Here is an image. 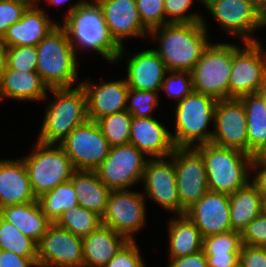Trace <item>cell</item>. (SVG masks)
Here are the masks:
<instances>
[{
    "label": "cell",
    "instance_id": "cell-1",
    "mask_svg": "<svg viewBox=\"0 0 266 267\" xmlns=\"http://www.w3.org/2000/svg\"><path fill=\"white\" fill-rule=\"evenodd\" d=\"M66 12L61 26L67 32L75 54L81 48H90L110 64L118 63L125 56V47L112 37L102 9L95 0L77 1Z\"/></svg>",
    "mask_w": 266,
    "mask_h": 267
},
{
    "label": "cell",
    "instance_id": "cell-2",
    "mask_svg": "<svg viewBox=\"0 0 266 267\" xmlns=\"http://www.w3.org/2000/svg\"><path fill=\"white\" fill-rule=\"evenodd\" d=\"M205 20L192 23H168L149 32L159 47L154 49L168 71H189L211 43Z\"/></svg>",
    "mask_w": 266,
    "mask_h": 267
},
{
    "label": "cell",
    "instance_id": "cell-3",
    "mask_svg": "<svg viewBox=\"0 0 266 267\" xmlns=\"http://www.w3.org/2000/svg\"><path fill=\"white\" fill-rule=\"evenodd\" d=\"M53 100L47 104L37 141L59 144L77 126L89 120L87 96L82 85L71 88H51Z\"/></svg>",
    "mask_w": 266,
    "mask_h": 267
},
{
    "label": "cell",
    "instance_id": "cell-4",
    "mask_svg": "<svg viewBox=\"0 0 266 267\" xmlns=\"http://www.w3.org/2000/svg\"><path fill=\"white\" fill-rule=\"evenodd\" d=\"M36 71L51 88H71L78 82L77 56L66 30L59 23L37 45ZM74 85V86H73Z\"/></svg>",
    "mask_w": 266,
    "mask_h": 267
},
{
    "label": "cell",
    "instance_id": "cell-5",
    "mask_svg": "<svg viewBox=\"0 0 266 267\" xmlns=\"http://www.w3.org/2000/svg\"><path fill=\"white\" fill-rule=\"evenodd\" d=\"M194 148L204 160L210 191L230 195L250 182L252 156L237 149L219 147L212 143Z\"/></svg>",
    "mask_w": 266,
    "mask_h": 267
},
{
    "label": "cell",
    "instance_id": "cell-6",
    "mask_svg": "<svg viewBox=\"0 0 266 267\" xmlns=\"http://www.w3.org/2000/svg\"><path fill=\"white\" fill-rule=\"evenodd\" d=\"M216 104L215 98L194 91L176 103L174 133L170 132L175 147L194 148L211 142L209 126L214 122Z\"/></svg>",
    "mask_w": 266,
    "mask_h": 267
},
{
    "label": "cell",
    "instance_id": "cell-7",
    "mask_svg": "<svg viewBox=\"0 0 266 267\" xmlns=\"http://www.w3.org/2000/svg\"><path fill=\"white\" fill-rule=\"evenodd\" d=\"M36 198L70 181L76 171L71 159L59 144H45L36 141L30 155L21 156Z\"/></svg>",
    "mask_w": 266,
    "mask_h": 267
},
{
    "label": "cell",
    "instance_id": "cell-8",
    "mask_svg": "<svg viewBox=\"0 0 266 267\" xmlns=\"http://www.w3.org/2000/svg\"><path fill=\"white\" fill-rule=\"evenodd\" d=\"M234 53L235 43L211 42L191 71L194 92L227 100Z\"/></svg>",
    "mask_w": 266,
    "mask_h": 267
},
{
    "label": "cell",
    "instance_id": "cell-9",
    "mask_svg": "<svg viewBox=\"0 0 266 267\" xmlns=\"http://www.w3.org/2000/svg\"><path fill=\"white\" fill-rule=\"evenodd\" d=\"M266 82V47L258 42L235 45L232 56L228 99L254 94Z\"/></svg>",
    "mask_w": 266,
    "mask_h": 267
},
{
    "label": "cell",
    "instance_id": "cell-10",
    "mask_svg": "<svg viewBox=\"0 0 266 267\" xmlns=\"http://www.w3.org/2000/svg\"><path fill=\"white\" fill-rule=\"evenodd\" d=\"M135 146H112L106 159L94 170L110 190H129L143 180L149 158Z\"/></svg>",
    "mask_w": 266,
    "mask_h": 267
},
{
    "label": "cell",
    "instance_id": "cell-11",
    "mask_svg": "<svg viewBox=\"0 0 266 267\" xmlns=\"http://www.w3.org/2000/svg\"><path fill=\"white\" fill-rule=\"evenodd\" d=\"M145 193L130 190H111L102 224L135 241L134 235L147 223ZM135 233V234H134Z\"/></svg>",
    "mask_w": 266,
    "mask_h": 267
},
{
    "label": "cell",
    "instance_id": "cell-12",
    "mask_svg": "<svg viewBox=\"0 0 266 267\" xmlns=\"http://www.w3.org/2000/svg\"><path fill=\"white\" fill-rule=\"evenodd\" d=\"M75 170L94 171L108 156L111 146L96 121L77 126L59 143Z\"/></svg>",
    "mask_w": 266,
    "mask_h": 267
},
{
    "label": "cell",
    "instance_id": "cell-13",
    "mask_svg": "<svg viewBox=\"0 0 266 267\" xmlns=\"http://www.w3.org/2000/svg\"><path fill=\"white\" fill-rule=\"evenodd\" d=\"M170 157L175 165L182 215L209 191L205 164L201 154L193 147H175Z\"/></svg>",
    "mask_w": 266,
    "mask_h": 267
},
{
    "label": "cell",
    "instance_id": "cell-14",
    "mask_svg": "<svg viewBox=\"0 0 266 267\" xmlns=\"http://www.w3.org/2000/svg\"><path fill=\"white\" fill-rule=\"evenodd\" d=\"M203 5L226 35L235 36L243 43L258 42L253 34L265 28L262 16L246 0H204Z\"/></svg>",
    "mask_w": 266,
    "mask_h": 267
},
{
    "label": "cell",
    "instance_id": "cell-15",
    "mask_svg": "<svg viewBox=\"0 0 266 267\" xmlns=\"http://www.w3.org/2000/svg\"><path fill=\"white\" fill-rule=\"evenodd\" d=\"M210 143L248 154L247 119L239 99L217 100Z\"/></svg>",
    "mask_w": 266,
    "mask_h": 267
},
{
    "label": "cell",
    "instance_id": "cell-16",
    "mask_svg": "<svg viewBox=\"0 0 266 267\" xmlns=\"http://www.w3.org/2000/svg\"><path fill=\"white\" fill-rule=\"evenodd\" d=\"M142 181L146 193L145 198L148 197L165 211L180 215L176 170L174 161L170 156L168 158L148 159Z\"/></svg>",
    "mask_w": 266,
    "mask_h": 267
},
{
    "label": "cell",
    "instance_id": "cell-17",
    "mask_svg": "<svg viewBox=\"0 0 266 267\" xmlns=\"http://www.w3.org/2000/svg\"><path fill=\"white\" fill-rule=\"evenodd\" d=\"M37 263L83 267L82 238L52 223L37 243Z\"/></svg>",
    "mask_w": 266,
    "mask_h": 267
},
{
    "label": "cell",
    "instance_id": "cell-18",
    "mask_svg": "<svg viewBox=\"0 0 266 267\" xmlns=\"http://www.w3.org/2000/svg\"><path fill=\"white\" fill-rule=\"evenodd\" d=\"M202 237L231 231L229 195L208 191L185 212Z\"/></svg>",
    "mask_w": 266,
    "mask_h": 267
},
{
    "label": "cell",
    "instance_id": "cell-19",
    "mask_svg": "<svg viewBox=\"0 0 266 267\" xmlns=\"http://www.w3.org/2000/svg\"><path fill=\"white\" fill-rule=\"evenodd\" d=\"M102 9L107 27L121 46L128 38L149 37V30L143 25L136 0H95Z\"/></svg>",
    "mask_w": 266,
    "mask_h": 267
},
{
    "label": "cell",
    "instance_id": "cell-20",
    "mask_svg": "<svg viewBox=\"0 0 266 267\" xmlns=\"http://www.w3.org/2000/svg\"><path fill=\"white\" fill-rule=\"evenodd\" d=\"M102 82L100 85L91 80L81 82L86 92L88 118L91 121L127 110L129 87L126 78Z\"/></svg>",
    "mask_w": 266,
    "mask_h": 267
},
{
    "label": "cell",
    "instance_id": "cell-21",
    "mask_svg": "<svg viewBox=\"0 0 266 267\" xmlns=\"http://www.w3.org/2000/svg\"><path fill=\"white\" fill-rule=\"evenodd\" d=\"M170 132L155 117H132L129 143L149 159L168 158L175 149Z\"/></svg>",
    "mask_w": 266,
    "mask_h": 267
},
{
    "label": "cell",
    "instance_id": "cell-22",
    "mask_svg": "<svg viewBox=\"0 0 266 267\" xmlns=\"http://www.w3.org/2000/svg\"><path fill=\"white\" fill-rule=\"evenodd\" d=\"M40 3L31 4L22 18L7 28L2 42L9 47L36 46L59 22L51 20Z\"/></svg>",
    "mask_w": 266,
    "mask_h": 267
},
{
    "label": "cell",
    "instance_id": "cell-23",
    "mask_svg": "<svg viewBox=\"0 0 266 267\" xmlns=\"http://www.w3.org/2000/svg\"><path fill=\"white\" fill-rule=\"evenodd\" d=\"M127 62L129 89L160 92L168 70L154 48L133 54Z\"/></svg>",
    "mask_w": 266,
    "mask_h": 267
},
{
    "label": "cell",
    "instance_id": "cell-24",
    "mask_svg": "<svg viewBox=\"0 0 266 267\" xmlns=\"http://www.w3.org/2000/svg\"><path fill=\"white\" fill-rule=\"evenodd\" d=\"M37 201L23 160H0V208Z\"/></svg>",
    "mask_w": 266,
    "mask_h": 267
},
{
    "label": "cell",
    "instance_id": "cell-25",
    "mask_svg": "<svg viewBox=\"0 0 266 267\" xmlns=\"http://www.w3.org/2000/svg\"><path fill=\"white\" fill-rule=\"evenodd\" d=\"M49 87L37 71L23 72L6 66L0 84V102L5 99L21 101L46 100Z\"/></svg>",
    "mask_w": 266,
    "mask_h": 267
},
{
    "label": "cell",
    "instance_id": "cell-26",
    "mask_svg": "<svg viewBox=\"0 0 266 267\" xmlns=\"http://www.w3.org/2000/svg\"><path fill=\"white\" fill-rule=\"evenodd\" d=\"M82 241L83 267H105L129 242L125 236L103 224Z\"/></svg>",
    "mask_w": 266,
    "mask_h": 267
},
{
    "label": "cell",
    "instance_id": "cell-27",
    "mask_svg": "<svg viewBox=\"0 0 266 267\" xmlns=\"http://www.w3.org/2000/svg\"><path fill=\"white\" fill-rule=\"evenodd\" d=\"M0 217L16 226L36 243L47 232L52 222L43 213L37 201L0 208Z\"/></svg>",
    "mask_w": 266,
    "mask_h": 267
},
{
    "label": "cell",
    "instance_id": "cell-28",
    "mask_svg": "<svg viewBox=\"0 0 266 267\" xmlns=\"http://www.w3.org/2000/svg\"><path fill=\"white\" fill-rule=\"evenodd\" d=\"M70 181L80 206L103 216L111 190L99 179L95 171L76 170Z\"/></svg>",
    "mask_w": 266,
    "mask_h": 267
},
{
    "label": "cell",
    "instance_id": "cell-29",
    "mask_svg": "<svg viewBox=\"0 0 266 267\" xmlns=\"http://www.w3.org/2000/svg\"><path fill=\"white\" fill-rule=\"evenodd\" d=\"M229 203L231 228L239 232L264 211V197L251 182L230 194Z\"/></svg>",
    "mask_w": 266,
    "mask_h": 267
},
{
    "label": "cell",
    "instance_id": "cell-30",
    "mask_svg": "<svg viewBox=\"0 0 266 267\" xmlns=\"http://www.w3.org/2000/svg\"><path fill=\"white\" fill-rule=\"evenodd\" d=\"M169 256L178 258L194 254L202 250L203 237L200 230L185 215H177L168 222Z\"/></svg>",
    "mask_w": 266,
    "mask_h": 267
},
{
    "label": "cell",
    "instance_id": "cell-31",
    "mask_svg": "<svg viewBox=\"0 0 266 267\" xmlns=\"http://www.w3.org/2000/svg\"><path fill=\"white\" fill-rule=\"evenodd\" d=\"M246 110L248 155L266 143V107L254 93L239 98Z\"/></svg>",
    "mask_w": 266,
    "mask_h": 267
},
{
    "label": "cell",
    "instance_id": "cell-32",
    "mask_svg": "<svg viewBox=\"0 0 266 267\" xmlns=\"http://www.w3.org/2000/svg\"><path fill=\"white\" fill-rule=\"evenodd\" d=\"M43 213L55 223L64 211L79 205L71 181L60 184L37 198Z\"/></svg>",
    "mask_w": 266,
    "mask_h": 267
},
{
    "label": "cell",
    "instance_id": "cell-33",
    "mask_svg": "<svg viewBox=\"0 0 266 267\" xmlns=\"http://www.w3.org/2000/svg\"><path fill=\"white\" fill-rule=\"evenodd\" d=\"M55 224L84 238L102 225V217L80 205L64 211Z\"/></svg>",
    "mask_w": 266,
    "mask_h": 267
},
{
    "label": "cell",
    "instance_id": "cell-34",
    "mask_svg": "<svg viewBox=\"0 0 266 267\" xmlns=\"http://www.w3.org/2000/svg\"><path fill=\"white\" fill-rule=\"evenodd\" d=\"M0 250H9L22 257L37 258V243L1 217Z\"/></svg>",
    "mask_w": 266,
    "mask_h": 267
},
{
    "label": "cell",
    "instance_id": "cell-35",
    "mask_svg": "<svg viewBox=\"0 0 266 267\" xmlns=\"http://www.w3.org/2000/svg\"><path fill=\"white\" fill-rule=\"evenodd\" d=\"M132 117L127 110H124L96 121L111 147L129 143Z\"/></svg>",
    "mask_w": 266,
    "mask_h": 267
},
{
    "label": "cell",
    "instance_id": "cell-36",
    "mask_svg": "<svg viewBox=\"0 0 266 267\" xmlns=\"http://www.w3.org/2000/svg\"><path fill=\"white\" fill-rule=\"evenodd\" d=\"M243 246L241 232L231 230L203 238L205 254L240 253Z\"/></svg>",
    "mask_w": 266,
    "mask_h": 267
},
{
    "label": "cell",
    "instance_id": "cell-37",
    "mask_svg": "<svg viewBox=\"0 0 266 267\" xmlns=\"http://www.w3.org/2000/svg\"><path fill=\"white\" fill-rule=\"evenodd\" d=\"M161 90L166 92L168 98H174L175 102L182 101L194 91L191 72L168 71L162 82Z\"/></svg>",
    "mask_w": 266,
    "mask_h": 267
},
{
    "label": "cell",
    "instance_id": "cell-38",
    "mask_svg": "<svg viewBox=\"0 0 266 267\" xmlns=\"http://www.w3.org/2000/svg\"><path fill=\"white\" fill-rule=\"evenodd\" d=\"M159 92L129 89L127 111L133 117H153L152 111L159 106Z\"/></svg>",
    "mask_w": 266,
    "mask_h": 267
},
{
    "label": "cell",
    "instance_id": "cell-39",
    "mask_svg": "<svg viewBox=\"0 0 266 267\" xmlns=\"http://www.w3.org/2000/svg\"><path fill=\"white\" fill-rule=\"evenodd\" d=\"M195 0H164L165 24L168 23H192L203 21L204 17L189 11ZM202 2L203 0H196Z\"/></svg>",
    "mask_w": 266,
    "mask_h": 267
},
{
    "label": "cell",
    "instance_id": "cell-40",
    "mask_svg": "<svg viewBox=\"0 0 266 267\" xmlns=\"http://www.w3.org/2000/svg\"><path fill=\"white\" fill-rule=\"evenodd\" d=\"M6 66L10 69L23 72L36 71L37 47L16 46L7 50Z\"/></svg>",
    "mask_w": 266,
    "mask_h": 267
},
{
    "label": "cell",
    "instance_id": "cell-41",
    "mask_svg": "<svg viewBox=\"0 0 266 267\" xmlns=\"http://www.w3.org/2000/svg\"><path fill=\"white\" fill-rule=\"evenodd\" d=\"M34 3H37V0H0V39L7 28L18 22L27 8Z\"/></svg>",
    "mask_w": 266,
    "mask_h": 267
},
{
    "label": "cell",
    "instance_id": "cell-42",
    "mask_svg": "<svg viewBox=\"0 0 266 267\" xmlns=\"http://www.w3.org/2000/svg\"><path fill=\"white\" fill-rule=\"evenodd\" d=\"M143 25L149 30L165 25L164 0H136Z\"/></svg>",
    "mask_w": 266,
    "mask_h": 267
},
{
    "label": "cell",
    "instance_id": "cell-43",
    "mask_svg": "<svg viewBox=\"0 0 266 267\" xmlns=\"http://www.w3.org/2000/svg\"><path fill=\"white\" fill-rule=\"evenodd\" d=\"M242 243L252 247H266V212L263 211L241 231Z\"/></svg>",
    "mask_w": 266,
    "mask_h": 267
},
{
    "label": "cell",
    "instance_id": "cell-44",
    "mask_svg": "<svg viewBox=\"0 0 266 267\" xmlns=\"http://www.w3.org/2000/svg\"><path fill=\"white\" fill-rule=\"evenodd\" d=\"M140 249L135 241H129L105 267H145Z\"/></svg>",
    "mask_w": 266,
    "mask_h": 267
},
{
    "label": "cell",
    "instance_id": "cell-45",
    "mask_svg": "<svg viewBox=\"0 0 266 267\" xmlns=\"http://www.w3.org/2000/svg\"><path fill=\"white\" fill-rule=\"evenodd\" d=\"M239 264L242 267H266V247L243 244L239 254Z\"/></svg>",
    "mask_w": 266,
    "mask_h": 267
},
{
    "label": "cell",
    "instance_id": "cell-46",
    "mask_svg": "<svg viewBox=\"0 0 266 267\" xmlns=\"http://www.w3.org/2000/svg\"><path fill=\"white\" fill-rule=\"evenodd\" d=\"M37 258H27L13 252L0 250V267H36Z\"/></svg>",
    "mask_w": 266,
    "mask_h": 267
},
{
    "label": "cell",
    "instance_id": "cell-47",
    "mask_svg": "<svg viewBox=\"0 0 266 267\" xmlns=\"http://www.w3.org/2000/svg\"><path fill=\"white\" fill-rule=\"evenodd\" d=\"M170 261L166 267H208L207 257L203 250L183 257L170 258Z\"/></svg>",
    "mask_w": 266,
    "mask_h": 267
},
{
    "label": "cell",
    "instance_id": "cell-48",
    "mask_svg": "<svg viewBox=\"0 0 266 267\" xmlns=\"http://www.w3.org/2000/svg\"><path fill=\"white\" fill-rule=\"evenodd\" d=\"M240 253L205 254L208 267H235L239 264Z\"/></svg>",
    "mask_w": 266,
    "mask_h": 267
},
{
    "label": "cell",
    "instance_id": "cell-49",
    "mask_svg": "<svg viewBox=\"0 0 266 267\" xmlns=\"http://www.w3.org/2000/svg\"><path fill=\"white\" fill-rule=\"evenodd\" d=\"M254 175L250 177V182L266 197V165L250 163V172ZM258 171V172H257Z\"/></svg>",
    "mask_w": 266,
    "mask_h": 267
},
{
    "label": "cell",
    "instance_id": "cell-50",
    "mask_svg": "<svg viewBox=\"0 0 266 267\" xmlns=\"http://www.w3.org/2000/svg\"><path fill=\"white\" fill-rule=\"evenodd\" d=\"M251 162L253 164H264V165H266V143L263 144L260 148H258L252 154Z\"/></svg>",
    "mask_w": 266,
    "mask_h": 267
},
{
    "label": "cell",
    "instance_id": "cell-51",
    "mask_svg": "<svg viewBox=\"0 0 266 267\" xmlns=\"http://www.w3.org/2000/svg\"><path fill=\"white\" fill-rule=\"evenodd\" d=\"M8 47L0 39V84L2 81L3 72L6 68Z\"/></svg>",
    "mask_w": 266,
    "mask_h": 267
},
{
    "label": "cell",
    "instance_id": "cell-52",
    "mask_svg": "<svg viewBox=\"0 0 266 267\" xmlns=\"http://www.w3.org/2000/svg\"><path fill=\"white\" fill-rule=\"evenodd\" d=\"M262 16L266 12V0H246Z\"/></svg>",
    "mask_w": 266,
    "mask_h": 267
},
{
    "label": "cell",
    "instance_id": "cell-53",
    "mask_svg": "<svg viewBox=\"0 0 266 267\" xmlns=\"http://www.w3.org/2000/svg\"><path fill=\"white\" fill-rule=\"evenodd\" d=\"M256 94L260 97L266 107V82L256 91Z\"/></svg>",
    "mask_w": 266,
    "mask_h": 267
},
{
    "label": "cell",
    "instance_id": "cell-54",
    "mask_svg": "<svg viewBox=\"0 0 266 267\" xmlns=\"http://www.w3.org/2000/svg\"><path fill=\"white\" fill-rule=\"evenodd\" d=\"M40 1H42V0H37V3H40ZM46 1H47L48 5L50 4V5H54V6L58 7L60 5L62 6V4L66 3L68 0H46Z\"/></svg>",
    "mask_w": 266,
    "mask_h": 267
},
{
    "label": "cell",
    "instance_id": "cell-55",
    "mask_svg": "<svg viewBox=\"0 0 266 267\" xmlns=\"http://www.w3.org/2000/svg\"><path fill=\"white\" fill-rule=\"evenodd\" d=\"M36 267H61V266H52V265H47V264H43V263H37Z\"/></svg>",
    "mask_w": 266,
    "mask_h": 267
},
{
    "label": "cell",
    "instance_id": "cell-56",
    "mask_svg": "<svg viewBox=\"0 0 266 267\" xmlns=\"http://www.w3.org/2000/svg\"><path fill=\"white\" fill-rule=\"evenodd\" d=\"M262 22L265 27L266 26V12L262 15Z\"/></svg>",
    "mask_w": 266,
    "mask_h": 267
},
{
    "label": "cell",
    "instance_id": "cell-57",
    "mask_svg": "<svg viewBox=\"0 0 266 267\" xmlns=\"http://www.w3.org/2000/svg\"><path fill=\"white\" fill-rule=\"evenodd\" d=\"M264 211L266 212V197H264Z\"/></svg>",
    "mask_w": 266,
    "mask_h": 267
}]
</instances>
